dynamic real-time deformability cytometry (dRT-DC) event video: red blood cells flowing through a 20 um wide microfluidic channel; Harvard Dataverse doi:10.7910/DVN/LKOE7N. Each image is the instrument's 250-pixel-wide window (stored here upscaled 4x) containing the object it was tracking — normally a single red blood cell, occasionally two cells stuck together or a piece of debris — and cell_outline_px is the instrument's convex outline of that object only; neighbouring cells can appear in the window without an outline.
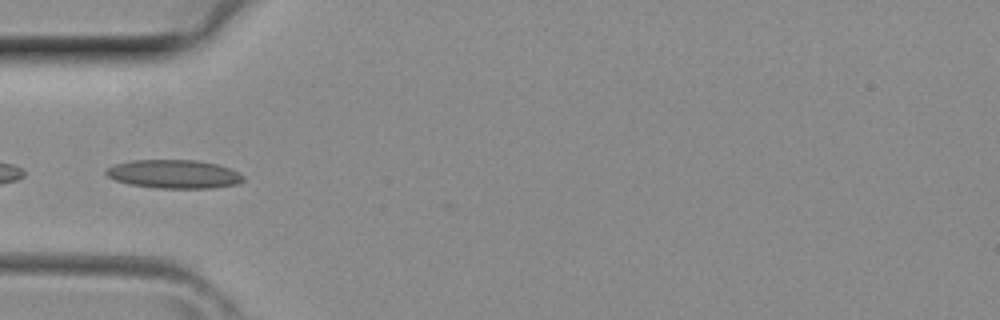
{"species": "common noctule bat (a hibernating species)", "species_latin": "Nyctalus noctula", "temperature_condition": "room temperature", "stored_images_in_passage": 3, "camera_frame_rate_fps": 3000, "um_per_image_px": 0.085, "animal": {"sex": "female", "body_mass_g": 29.2, "forearm_length_mm": 56.3}, "frame": {"image": 1, "passage_image": 3, "time_ms": 0.667, "image_size_px": [1000, 320], "cell_outline_px": [[244, 180], [240, 184], [212, 188], [156, 188], [128, 184], [116, 180], [108, 176], [104, 172], [108, 168], [116, 164], [132, 160], [196, 160], [216, 164], [232, 168], [244, 176]], "centroid_in_image_um": [14.83, 14.8], "position_along_channel_um": 70.2, "area_um2": 22.95}}